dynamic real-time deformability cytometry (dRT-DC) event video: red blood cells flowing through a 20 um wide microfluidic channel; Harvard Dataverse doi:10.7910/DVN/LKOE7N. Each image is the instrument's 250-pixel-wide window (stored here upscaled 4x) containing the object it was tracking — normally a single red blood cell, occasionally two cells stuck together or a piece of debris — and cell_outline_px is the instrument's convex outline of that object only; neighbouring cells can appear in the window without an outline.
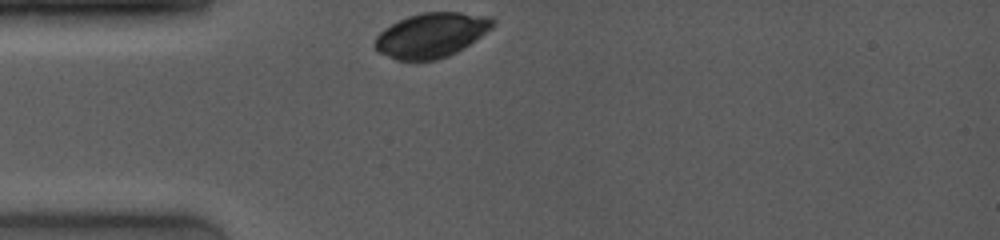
{"species": "common noctule bat (a hibernating species)", "species_latin": "Nyctalus noctula", "temperature_condition": "room temperature", "stored_images_in_passage": 5, "camera_frame_rate_fps": 4000, "um_per_image_px": 0.085, "animal": {"sex": "female", "body_mass_g": 19.0, "forearm_length_mm": 53.3}, "frame": {"image": 1, "passage_image": 1, "time_ms": 0.0, "image_size_px": [1000, 240], "cell_outline_px": [[496, 20], [492, 28], [476, 40], [456, 52], [448, 56], [436, 60], [396, 60], [380, 52], [376, 48], [376, 36], [384, 28], [408, 16], [424, 12], [460, 12], [488, 16]], "centroid_in_image_um": [36.7, 2.98], "position_along_channel_um": 48.3, "area_um2": 30.4}}
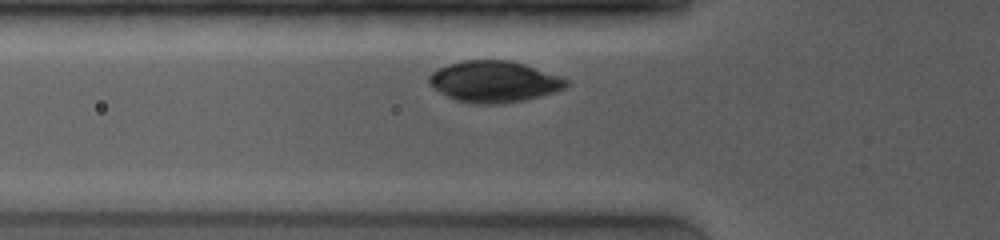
{"frame": {"image": 2, "passage_image": 3, "time_ms": 1.25, "image_size_px": [1000, 240], "cell_outline_px": [[568, 84], [564, 88], [540, 96], [524, 100], [504, 104], [472, 104], [456, 100], [448, 96], [428, 84], [428, 76], [432, 72], [448, 64], [464, 60], [512, 60], [560, 76], [568, 80]], "centroid_in_image_um": [41.98, 6.94], "position_along_channel_um": 83.8, "area_um2": 32.95}}